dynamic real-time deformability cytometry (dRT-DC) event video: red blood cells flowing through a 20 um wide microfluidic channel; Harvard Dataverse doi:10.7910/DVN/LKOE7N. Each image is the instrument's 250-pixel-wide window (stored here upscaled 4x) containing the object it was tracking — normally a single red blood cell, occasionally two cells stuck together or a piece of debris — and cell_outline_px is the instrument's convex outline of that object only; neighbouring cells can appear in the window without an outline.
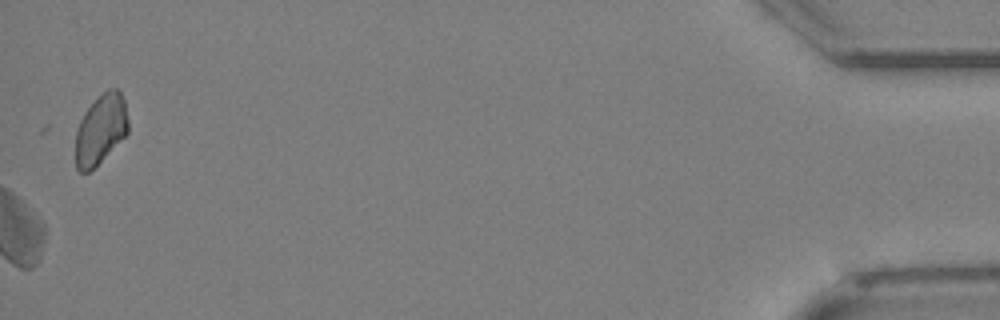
{"species": "Egyptian fruit bat (a non-hibernating species)", "species_latin": "Rousettus aegyptiacus", "temperature_condition": "cold", "stored_images_in_passage": 28, "camera_frame_rate_fps": 3000, "um_per_image_px": 0.085, "animal": {"sex": "female"}, "frame": {"image": 1, "passage_image": 28, "time_ms": 9.0, "image_size_px": [1000, 320], "cell_outline_px": [[128, 132], [88, 172], [80, 172], [76, 168], [76, 132], [80, 120], [84, 112], [108, 88], [116, 88], [120, 92], [124, 100], [128, 120]], "centroid_in_image_um": [8.55, 10.97], "position_along_channel_um": 426.6, "area_um2": 20.81}}